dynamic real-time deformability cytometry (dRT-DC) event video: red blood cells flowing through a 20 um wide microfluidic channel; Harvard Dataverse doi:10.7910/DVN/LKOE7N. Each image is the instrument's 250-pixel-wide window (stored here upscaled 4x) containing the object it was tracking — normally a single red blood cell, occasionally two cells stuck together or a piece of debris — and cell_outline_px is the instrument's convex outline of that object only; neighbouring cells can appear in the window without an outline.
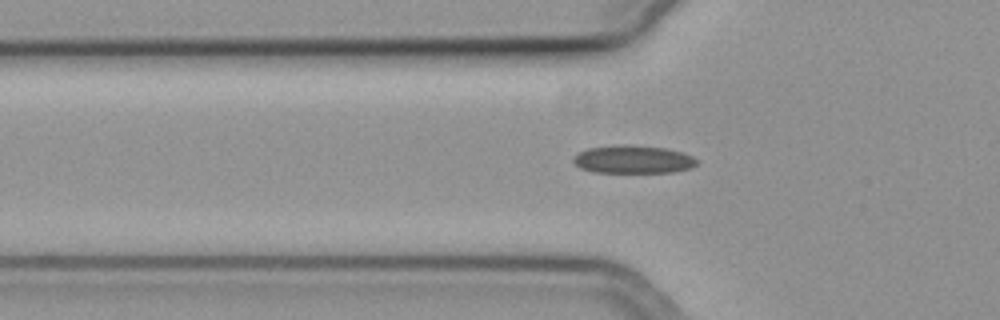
{"species": "common noctule bat (a hibernating species)", "species_latin": "Nyctalus noctula", "temperature_condition": "cold", "stored_images_in_passage": 34, "camera_frame_rate_fps": 3000, "um_per_image_px": 0.085, "animal": {"sex": "female", "body_mass_g": 19.3, "forearm_length_mm": 54.1}, "frame": {"image": 1, "passage_image": 2, "time_ms": 0.333, "image_size_px": [1000, 320], "cell_outline_px": [[700, 164], [692, 168], [672, 172], [596, 172], [580, 168], [572, 160], [580, 152], [588, 148], [668, 148], [684, 152], [700, 160]], "centroid_in_image_um": [53.95, 13.61], "position_along_channel_um": 71.8, "area_um2": 19.13}}
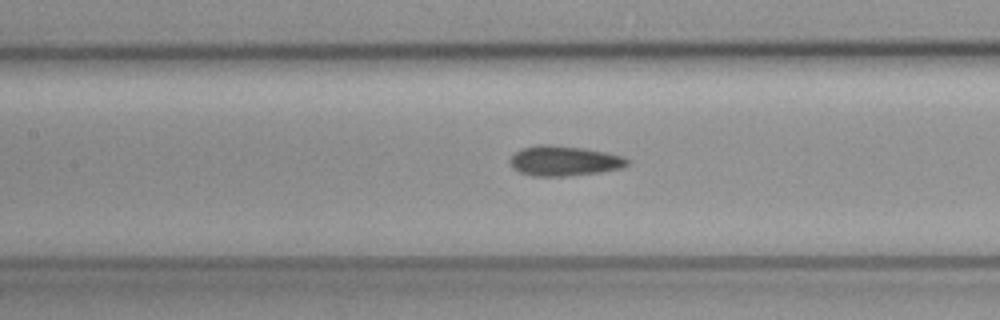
{"frame": {"image": 2, "passage_image": 9, "time_ms": 2.667, "image_size_px": [1000, 320], "cell_outline_px": [[628, 164], [624, 168], [600, 172], [564, 176], [532, 176], [520, 172], [512, 168], [508, 160], [520, 148], [536, 144], [548, 144], [584, 148], [604, 152], [620, 156], [628, 160]], "centroid_in_image_um": [47.9, 13.67], "position_along_channel_um": 159.5, "area_um2": 20.58}}
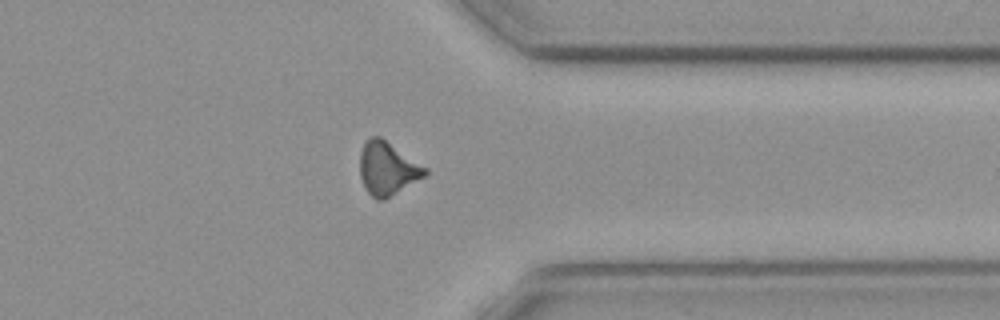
{"frame": {"image": 3, "passage_image": 27, "time_ms": 8.667, "image_size_px": [1000, 320], "cell_outline_px": [[428, 172], [424, 176], [384, 200], [376, 200], [364, 188], [360, 176], [360, 152], [364, 144], [372, 136], [380, 136], [428, 168]], "centroid_in_image_um": [32.92, 14.32], "position_along_channel_um": 378.5, "area_um2": 20.06}}